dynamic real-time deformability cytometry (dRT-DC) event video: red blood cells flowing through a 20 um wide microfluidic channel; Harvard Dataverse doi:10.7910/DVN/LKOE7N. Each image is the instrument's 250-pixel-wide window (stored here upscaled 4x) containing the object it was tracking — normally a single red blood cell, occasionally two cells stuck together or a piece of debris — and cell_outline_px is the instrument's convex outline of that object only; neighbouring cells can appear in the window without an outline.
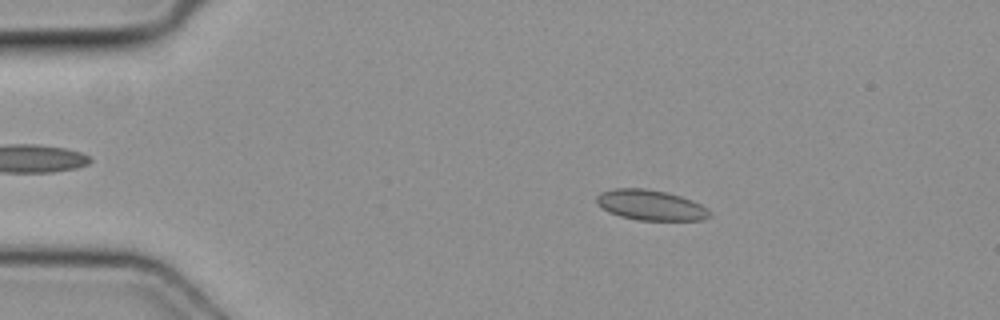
{"species": "common noctule bat (a hibernating species)", "species_latin": "Nyctalus noctula", "temperature_condition": "cold", "stored_images_in_passage": 49, "camera_frame_rate_fps": 3000, "um_per_image_px": 0.085, "animal": {"sex": "female", "body_mass_g": 19.3, "forearm_length_mm": 54.1}, "frame": {"image": 1, "passage_image": 9, "time_ms": 2.667, "image_size_px": [1000, 320], "cell_outline_px": [[712, 216], [704, 220], [636, 220], [620, 216], [608, 212], [596, 204], [596, 196], [600, 192], [612, 188], [644, 188], [668, 192], [692, 200], [708, 208], [712, 212]], "centroid_in_image_um": [55.3, 17.43], "position_along_channel_um": 29.7, "area_um2": 20.35}}
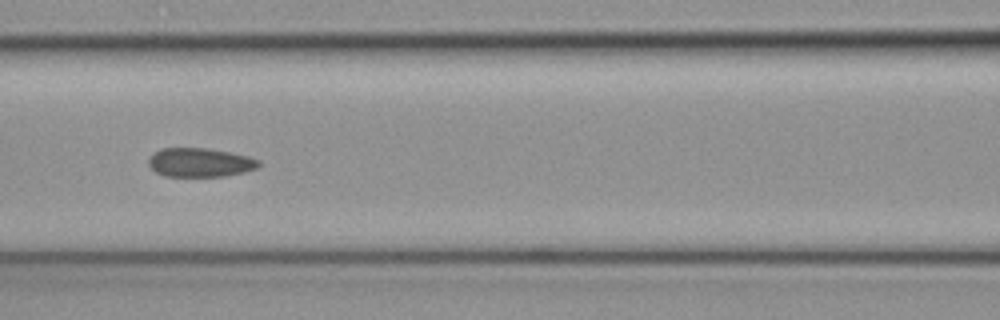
{"frame": {"image": 2, "passage_image": 22, "time_ms": 7.0, "image_size_px": [1000, 320], "cell_outline_px": [[260, 164], [256, 168], [244, 172], [224, 176], [164, 176], [156, 172], [148, 164], [148, 160], [160, 148], [208, 148], [248, 156], [260, 160]], "centroid_in_image_um": [17.01, 13.81], "position_along_channel_um": 149.6, "area_um2": 18.44}}
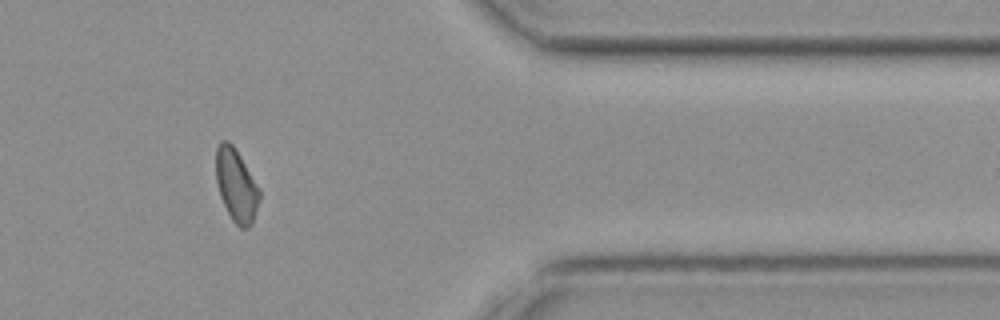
{"frame": {"image": 3, "passage_image": 41, "time_ms": 13.333, "image_size_px": [1000, 320], "cell_outline_px": [[260, 200], [252, 224], [248, 228], [240, 228], [232, 220], [220, 196], [216, 180], [216, 148], [220, 140], [228, 140], [232, 144], [260, 188]], "centroid_in_image_um": [20.09, 15.76], "position_along_channel_um": 391.3, "area_um2": 18.44}}